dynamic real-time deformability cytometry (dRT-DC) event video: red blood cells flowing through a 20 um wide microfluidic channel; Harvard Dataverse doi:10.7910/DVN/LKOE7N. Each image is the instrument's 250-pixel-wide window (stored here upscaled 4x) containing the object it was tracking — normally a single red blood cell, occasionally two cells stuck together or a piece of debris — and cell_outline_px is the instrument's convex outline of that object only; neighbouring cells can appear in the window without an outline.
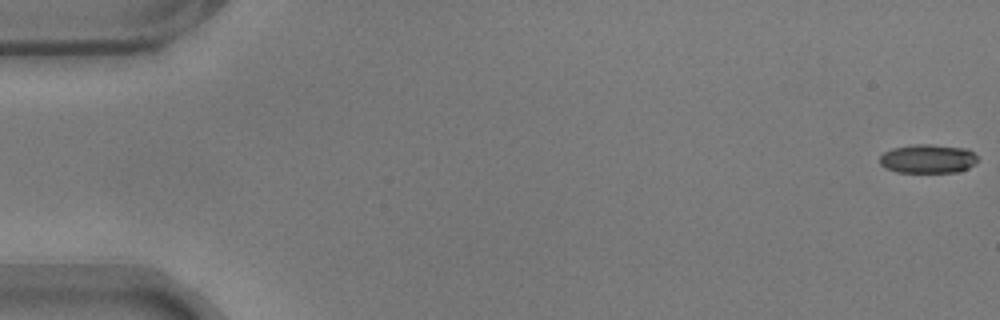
{"species": "common noctule bat (a hibernating species)", "species_latin": "Nyctalus noctula", "temperature_condition": "warm", "stored_images_in_passage": 39, "camera_frame_rate_fps": 3000, "um_per_image_px": 0.085, "animal": {"sex": "male", "body_mass_g": 17.9}, "frame": {"image": 1, "passage_image": 1, "time_ms": 0.0, "image_size_px": [1000, 320], "cell_outline_px": [[976, 164], [960, 172], [896, 172], [884, 168], [880, 164], [880, 156], [884, 152], [892, 148], [916, 144], [928, 144], [968, 148], [976, 156]], "centroid_in_image_um": [78.86, 13.5], "position_along_channel_um": 6.1, "area_um2": 16.59}}
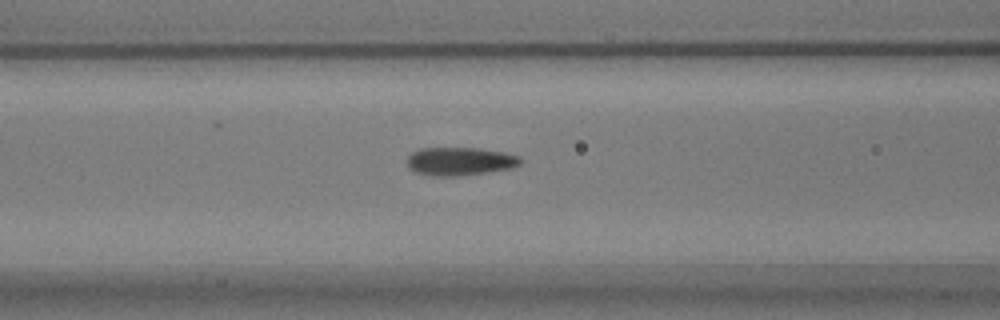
{"frame": {"image": 2, "passage_image": 24, "time_ms": 7.667, "image_size_px": [1000, 320], "cell_outline_px": [[520, 164], [512, 168], [488, 172], [456, 176], [432, 176], [416, 172], [408, 168], [408, 156], [412, 152], [420, 148], [480, 148], [504, 152], [520, 156]], "centroid_in_image_um": [39.09, 13.71], "position_along_channel_um": 127.5, "area_um2": 18.67}}
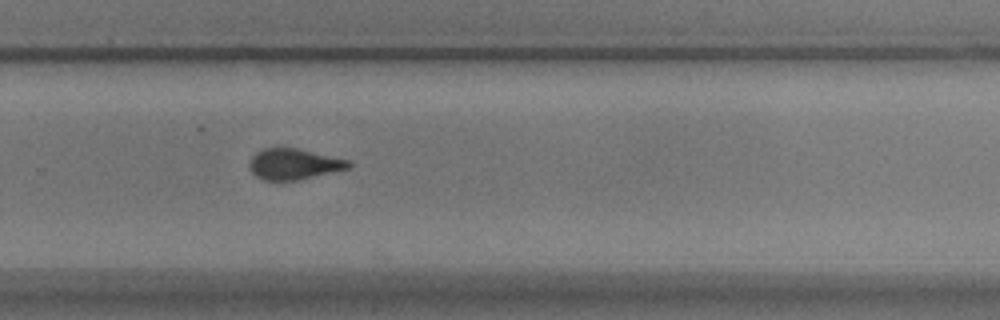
{"frame": {"image": 3, "passage_image": 39, "time_ms": 12.667, "image_size_px": [1000, 320], "cell_outline_px": [[352, 168], [296, 180], [260, 180], [248, 168], [248, 164], [252, 156], [256, 152], [264, 148], [296, 148], [352, 160]], "centroid_in_image_um": [25.0, 13.95], "position_along_channel_um": 304.8, "area_um2": 18.03}}